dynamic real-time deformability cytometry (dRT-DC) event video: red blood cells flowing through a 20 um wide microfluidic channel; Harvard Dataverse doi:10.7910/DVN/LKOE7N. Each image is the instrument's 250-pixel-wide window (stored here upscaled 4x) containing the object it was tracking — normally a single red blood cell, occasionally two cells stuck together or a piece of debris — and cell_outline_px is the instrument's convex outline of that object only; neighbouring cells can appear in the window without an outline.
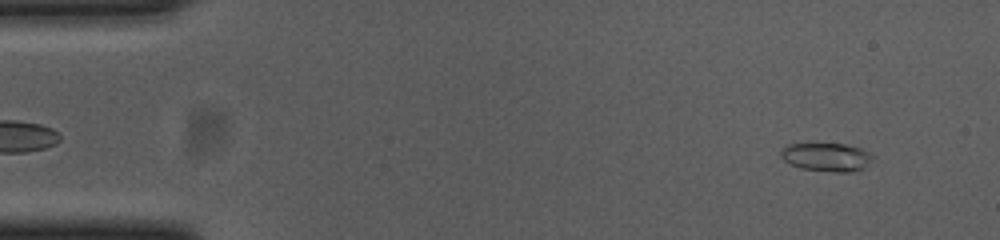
{"species": "common noctule bat (a hibernating species)", "species_latin": "Nyctalus noctula", "temperature_condition": "cold", "stored_images_in_passage": 55, "camera_frame_rate_fps": 3000, "um_per_image_px": 0.085, "animal": {"sex": "female", "body_mass_g": 23.0, "forearm_length_mm": 53.4}, "frame": {"image": 1, "passage_image": 4, "time_ms": 1.0, "image_size_px": [1000, 240], "cell_outline_px": [[876, 156], [864, 168], [848, 172], [832, 172], [800, 168], [784, 160], [780, 156], [780, 152], [788, 144], [844, 144], [860, 148]], "centroid_in_image_um": [70.28, 13.36], "position_along_channel_um": 14.7, "area_um2": 15.14}}
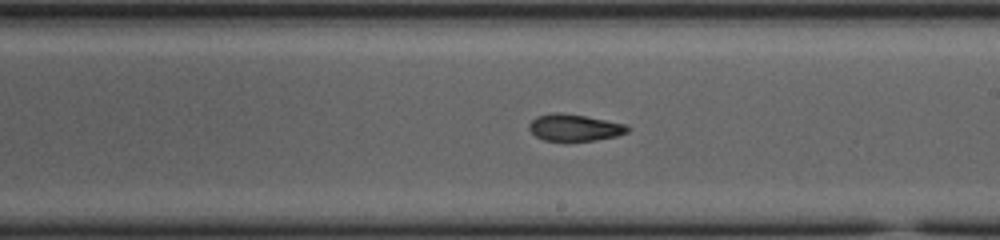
{"frame": {"image": 2, "passage_image": 31, "time_ms": 10.0, "image_size_px": [1000, 240], "cell_outline_px": [[632, 128], [628, 132], [616, 136], [596, 140], [568, 144], [544, 140], [536, 136], [528, 128], [528, 124], [536, 116], [552, 112], [560, 112], [584, 116], [628, 124]], "centroid_in_image_um": [48.83, 10.88], "position_along_channel_um": 240.2, "area_um2": 16.13}}
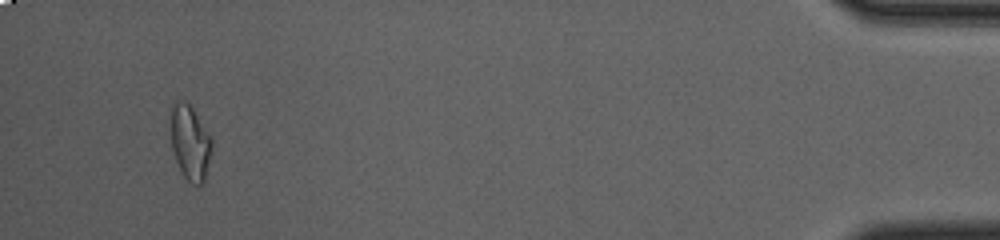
{"frame": {"image": 3, "passage_image": 52, "time_ms": 17.0, "image_size_px": [1000, 240], "cell_outline_px": [[212, 144], [204, 180], [200, 184], [192, 184], [184, 176], [176, 160], [172, 148], [168, 124], [172, 108], [180, 100], [184, 100], [192, 108], [212, 140]], "centroid_in_image_um": [16.11, 12.1], "position_along_channel_um": 419.1, "area_um2": 17.57}, "authors_computed_cell_mechanics": {"area_um2": 15.895, "velocity_mm_per_s": 3.6848, "shape_relaxation_time_tau1_ms": null, "shape_relaxation_time_tau2_ms": 4.2877, "deformation_change_tau1": null, "deformation_change_tau2": 0.1063}}